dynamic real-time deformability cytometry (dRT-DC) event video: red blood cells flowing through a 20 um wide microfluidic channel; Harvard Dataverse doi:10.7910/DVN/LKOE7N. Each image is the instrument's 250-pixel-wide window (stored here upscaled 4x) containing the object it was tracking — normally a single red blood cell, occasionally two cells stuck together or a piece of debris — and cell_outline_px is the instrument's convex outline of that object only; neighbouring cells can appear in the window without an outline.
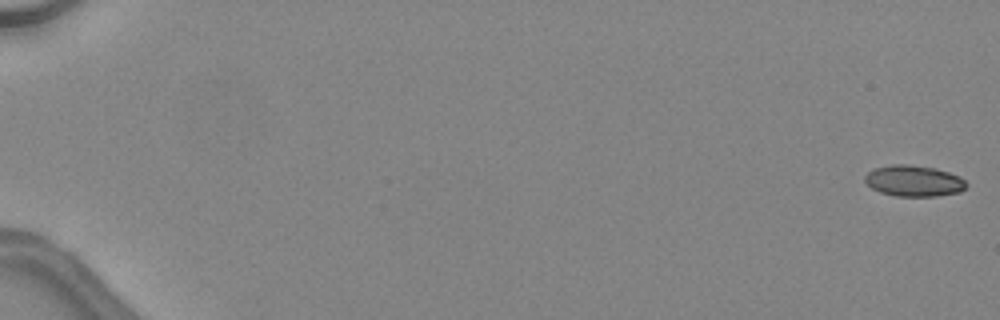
{"species": "common noctule bat (a hibernating species)", "species_latin": "Nyctalus noctula", "temperature_condition": "warm", "stored_images_in_passage": 9, "camera_frame_rate_fps": 3000, "um_per_image_px": 0.085, "animal": {"sex": "female", "body_mass_g": 24.6, "forearm_length_mm": 56.2}, "frame": {"image": 1, "passage_image": 1, "time_ms": 0.0, "image_size_px": [1000, 320], "cell_outline_px": [[968, 184], [960, 192], [936, 196], [896, 196], [880, 192], [872, 188], [864, 180], [864, 176], [868, 172], [876, 168], [892, 164], [908, 164], [936, 168], [960, 176]], "centroid_in_image_um": [77.68, 15.37], "position_along_channel_um": 7.3, "area_um2": 18.38}}